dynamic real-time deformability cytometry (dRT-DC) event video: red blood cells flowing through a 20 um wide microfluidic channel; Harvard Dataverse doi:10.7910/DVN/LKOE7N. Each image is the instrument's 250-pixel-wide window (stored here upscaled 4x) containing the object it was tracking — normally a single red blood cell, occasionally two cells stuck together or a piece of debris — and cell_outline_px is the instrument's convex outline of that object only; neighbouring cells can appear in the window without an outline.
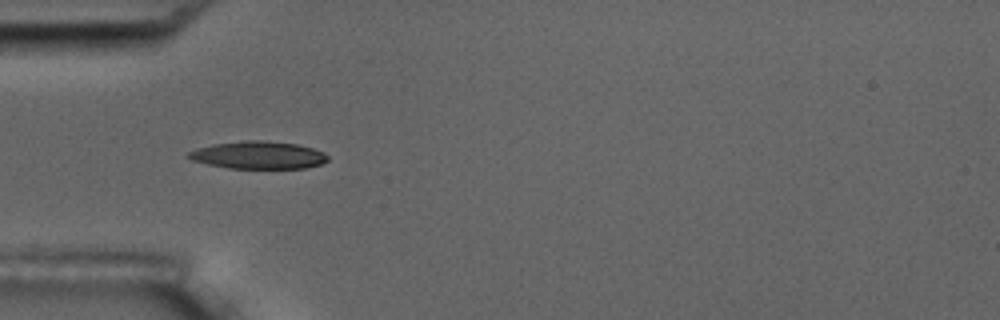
{"species": "common noctule bat (a hibernating species)", "species_latin": "Nyctalus noctula", "temperature_condition": "room temperature", "stored_images_in_passage": 7, "camera_frame_rate_fps": 3000, "um_per_image_px": 0.085, "animal": {"sex": "male", "body_mass_g": 17.5, "forearm_length_mm": 52.3}, "frame": {"image": 1, "passage_image": 4, "time_ms": 3.333, "image_size_px": [1000, 320], "cell_outline_px": [[328, 160], [320, 164], [304, 168], [228, 168], [208, 164], [192, 160], [184, 156], [188, 152], [196, 148], [212, 144], [244, 140], [260, 140], [296, 144], [312, 148], [324, 152], [328, 156]], "centroid_in_image_um": [21.91, 13.18], "position_along_channel_um": 63.1, "area_um2": 22.37}}
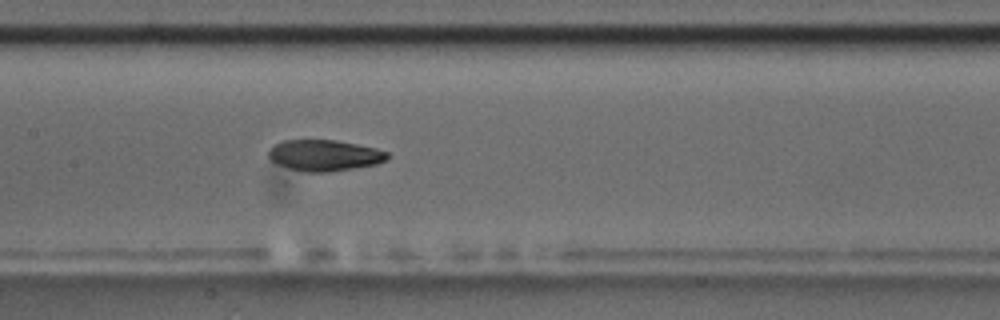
{"frame": {"image": 2, "passage_image": 7, "time_ms": 6.667, "image_size_px": [1000, 320], "cell_outline_px": [[388, 160], [376, 164], [328, 172], [308, 172], [288, 168], [276, 164], [268, 156], [268, 152], [276, 144], [284, 140], [336, 140], [376, 148], [388, 152]], "centroid_in_image_um": [27.59, 13.21], "position_along_channel_um": 179.8, "area_um2": 21.39}}